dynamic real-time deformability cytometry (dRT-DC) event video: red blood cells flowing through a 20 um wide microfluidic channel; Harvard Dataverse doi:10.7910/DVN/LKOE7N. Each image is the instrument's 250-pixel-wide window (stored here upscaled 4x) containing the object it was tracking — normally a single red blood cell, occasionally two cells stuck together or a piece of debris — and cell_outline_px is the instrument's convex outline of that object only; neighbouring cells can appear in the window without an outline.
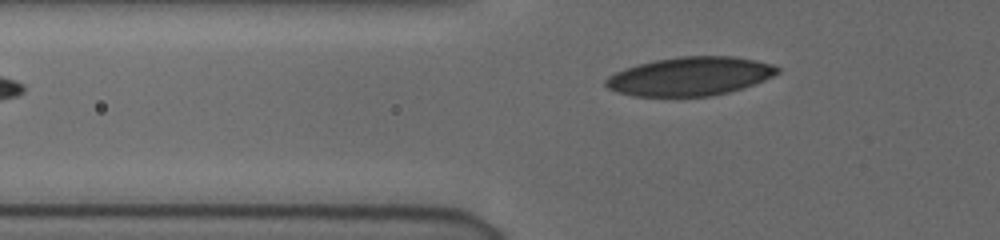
{"species": "human", "species_latin": "Homo sapiens", "temperature_condition": "cold", "stored_images_in_passage": 36, "camera_frame_rate_fps": 3000, "um_per_image_px": 0.085, "donor": {"sex": "female"}, "frame": {"image": 1, "passage_image": 2, "time_ms": 0.333, "image_size_px": [1000, 240], "cell_outline_px": [[780, 72], [764, 80], [728, 92], [712, 96], [632, 96], [616, 92], [608, 88], [604, 84], [604, 80], [608, 76], [616, 72], [640, 64], [656, 60], [680, 56], [732, 56], [756, 60], [772, 64], [780, 68]], "centroid_in_image_um": [58.65, 6.49], "position_along_channel_um": 67.2, "area_um2": 38.44}}
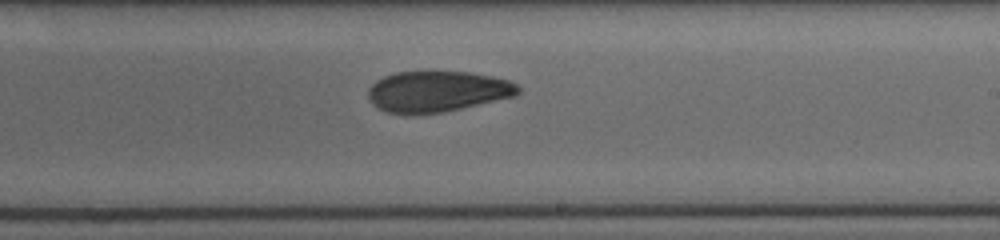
{"frame": {"image": 2, "passage_image": 17, "time_ms": 5.333, "image_size_px": [1000, 240], "cell_outline_px": [[520, 92], [516, 96], [444, 112], [388, 112], [372, 104], [368, 100], [368, 88], [376, 80], [384, 76], [396, 72], [468, 72], [492, 76], [508, 80], [516, 84], [520, 88]], "centroid_in_image_um": [37.19, 7.75], "position_along_channel_um": 251.8, "area_um2": 35.26}}
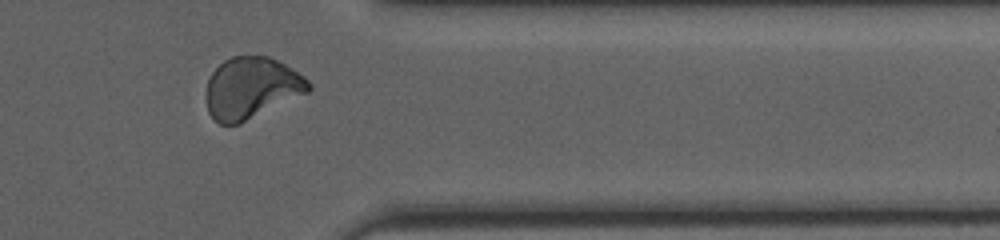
{"frame": {"image": 3, "passage_image": 28, "time_ms": 9.0, "image_size_px": [1000, 240], "cell_outline_px": [[312, 88], [308, 92], [240, 124], [220, 124], [208, 112], [208, 80], [212, 72], [224, 60], [232, 56], [268, 56], [292, 68], [304, 76], [312, 84]], "centroid_in_image_um": [21.4, 7.47], "position_along_channel_um": 390.0, "area_um2": 36.36}, "authors_computed_cell_mechanics": {"area_um2": 36.0961, "velocity_mm_per_s": 3.8725, "shape_relaxation_time_tau1_ms": 8.3216, "shape_relaxation_time_tau2_ms": 4.4941, "deformation_change_tau1": 0.149, "deformation_change_tau2": 0.0899}}